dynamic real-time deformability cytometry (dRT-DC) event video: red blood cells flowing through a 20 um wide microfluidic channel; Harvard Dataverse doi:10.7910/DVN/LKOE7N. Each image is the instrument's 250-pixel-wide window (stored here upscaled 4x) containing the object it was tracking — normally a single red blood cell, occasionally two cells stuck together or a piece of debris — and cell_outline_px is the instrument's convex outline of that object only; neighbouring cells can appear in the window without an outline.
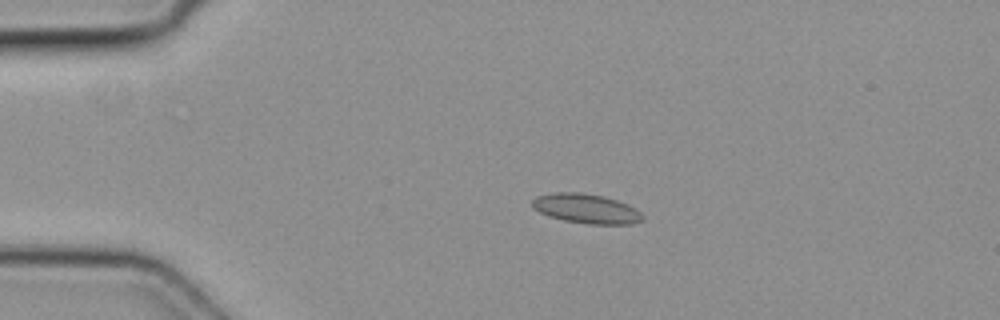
{"species": "common noctule bat (a hibernating species)", "species_latin": "Nyctalus noctula", "temperature_condition": "cold", "stored_images_in_passage": 3, "camera_frame_rate_fps": 3000, "um_per_image_px": 0.085, "animal": {"sex": "female", "body_mass_g": 19.3, "forearm_length_mm": 54.1}, "frame": {"image": 1, "passage_image": 2, "time_ms": 0.333, "image_size_px": [1000, 320], "cell_outline_px": [[644, 220], [632, 224], [588, 224], [564, 220], [548, 216], [532, 208], [532, 200], [536, 196], [556, 192], [580, 192], [604, 196], [628, 204], [636, 208], [644, 216]], "centroid_in_image_um": [49.84, 17.73], "position_along_channel_um": 35.2, "area_um2": 19.13}}